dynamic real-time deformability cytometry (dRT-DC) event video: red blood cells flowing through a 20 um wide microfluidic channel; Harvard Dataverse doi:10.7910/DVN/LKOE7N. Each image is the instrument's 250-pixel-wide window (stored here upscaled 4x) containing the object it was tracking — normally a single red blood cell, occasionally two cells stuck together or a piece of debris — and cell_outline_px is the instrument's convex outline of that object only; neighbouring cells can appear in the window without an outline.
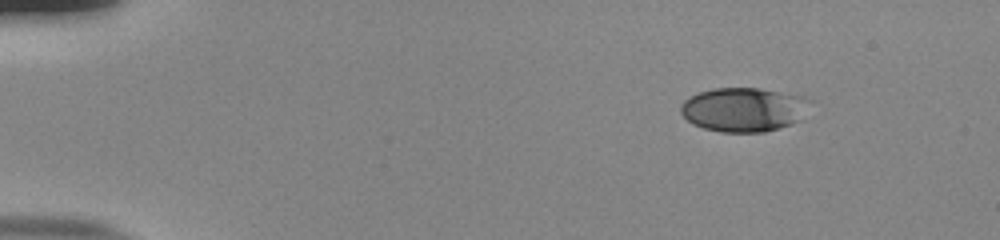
{"species": "human", "species_latin": "Homo sapiens", "temperature_condition": "room temperature", "stored_images_in_passage": 48, "camera_frame_rate_fps": 3000, "um_per_image_px": 0.085, "donor": {"sex": "male"}, "frame": {"image": 1, "passage_image": 1, "time_ms": 0.0, "image_size_px": [1000, 240], "cell_outline_px": [[812, 100], [800, 120], [792, 124], [764, 132], [720, 132], [704, 128], [692, 124], [680, 112], [680, 104], [684, 100], [700, 92], [712, 88], [760, 88], [808, 96]], "centroid_in_image_um": [63.24, 9.3], "position_along_channel_um": 21.8, "area_um2": 33.52}}
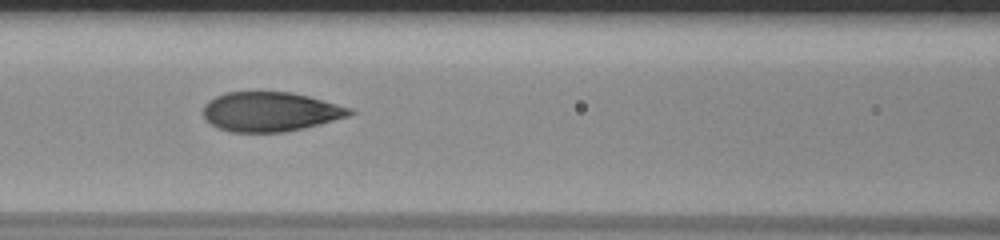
{"frame": {"image": 2, "passage_image": 19, "time_ms": 6.0, "image_size_px": [1000, 240], "cell_outline_px": [[356, 112], [348, 116], [320, 124], [304, 128], [284, 132], [232, 132], [216, 128], [204, 120], [204, 104], [208, 100], [224, 92], [292, 92], [308, 96], [352, 108]], "centroid_in_image_um": [22.95, 9.5], "position_along_channel_um": 143.7, "area_um2": 33.87}}
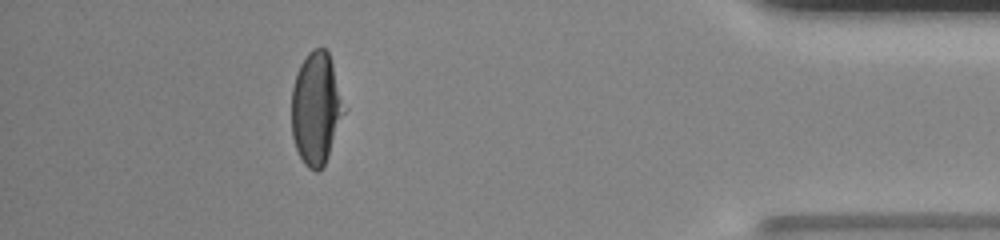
{"frame": {"image": 3, "passage_image": 43, "time_ms": 14.0, "image_size_px": [1000, 240], "cell_outline_px": [[348, 108], [328, 156], [324, 164], [316, 172], [308, 168], [304, 164], [296, 148], [292, 136], [292, 88], [296, 72], [300, 64], [308, 52], [312, 48], [324, 48], [328, 52]], "centroid_in_image_um": [26.9, 9.2], "position_along_channel_um": 408.3, "area_um2": 34.91}, "authors_computed_cell_mechanics": {"area_um2": 34.6222, "velocity_mm_per_s": 3.831, "shape_relaxation_time_tau1_ms": 5.1239, "shape_relaxation_time_tau2_ms": 0.7278, "deformation_change_tau1": 0.2185, "deformation_change_tau2": 0.0646}}